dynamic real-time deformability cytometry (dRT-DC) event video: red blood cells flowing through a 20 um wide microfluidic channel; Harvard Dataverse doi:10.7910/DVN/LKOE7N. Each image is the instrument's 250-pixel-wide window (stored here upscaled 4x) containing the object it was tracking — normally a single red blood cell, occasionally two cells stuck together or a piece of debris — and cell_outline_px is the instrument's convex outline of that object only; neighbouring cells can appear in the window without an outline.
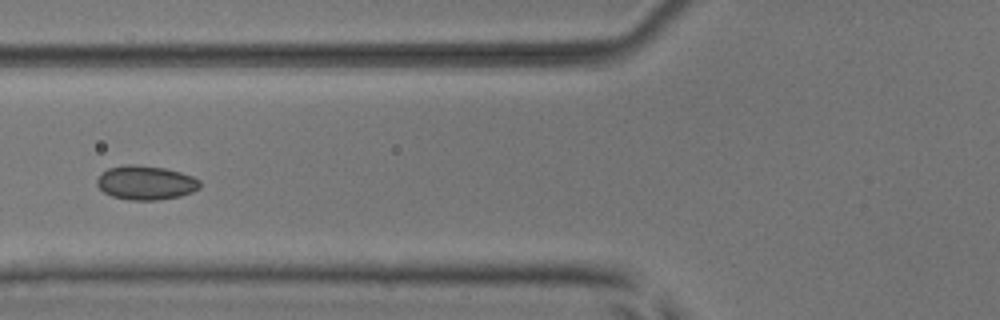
{"species": "common noctule bat (a hibernating species)", "species_latin": "Nyctalus noctula", "temperature_condition": "room temperature", "stored_images_in_passage": 7, "camera_frame_rate_fps": 3000, "um_per_image_px": 0.085, "animal": {"sex": "male", "body_mass_g": 17.9, "forearm_length_mm": 54.2}, "frame": {"image": 1, "passage_image": 6, "time_ms": 6.667, "image_size_px": [1000, 320], "cell_outline_px": [[200, 188], [192, 192], [180, 196], [156, 200], [128, 200], [112, 196], [104, 192], [96, 184], [96, 180], [100, 172], [108, 168], [124, 164], [132, 164], [164, 168], [180, 172], [192, 176], [200, 180]], "centroid_in_image_um": [12.36, 15.52], "position_along_channel_um": 113.4, "area_um2": 20.58}}
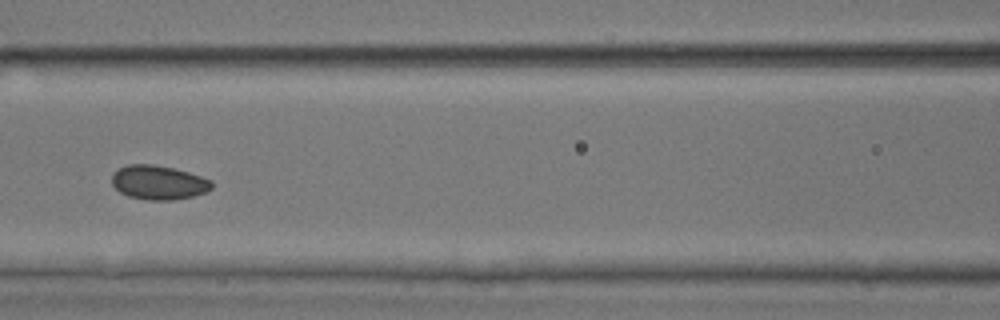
{"frame": {"image": 2, "passage_image": 7, "time_ms": 7.667, "image_size_px": [1000, 320], "cell_outline_px": [[212, 188], [204, 192], [192, 196], [172, 200], [144, 200], [128, 196], [120, 192], [112, 184], [112, 176], [120, 168], [128, 164], [152, 164], [172, 168], [188, 172], [212, 180]], "centroid_in_image_um": [13.47, 15.52], "position_along_channel_um": 153.1, "area_um2": 19.71}}